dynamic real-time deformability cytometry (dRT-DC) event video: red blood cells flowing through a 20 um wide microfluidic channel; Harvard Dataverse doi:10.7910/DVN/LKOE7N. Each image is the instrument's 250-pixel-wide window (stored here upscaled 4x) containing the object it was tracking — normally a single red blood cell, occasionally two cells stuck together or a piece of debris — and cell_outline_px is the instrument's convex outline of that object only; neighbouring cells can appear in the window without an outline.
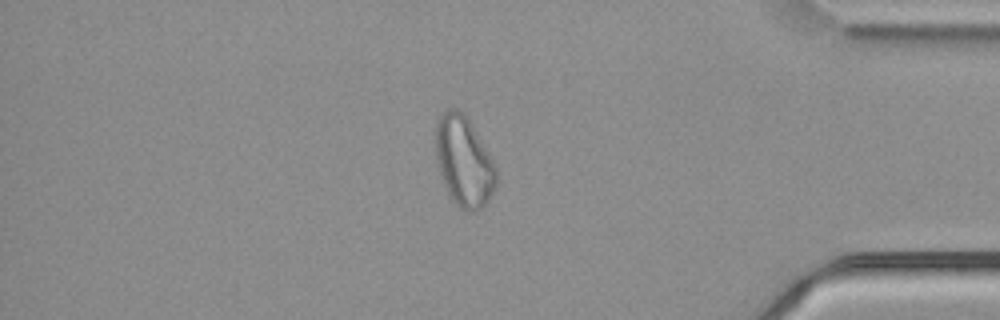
{"species": "common noctule bat (a hibernating species)", "species_latin": "Nyctalus noctula", "temperature_condition": "cold", "stored_images_in_passage": 55, "camera_frame_rate_fps": 3000, "um_per_image_px": 0.085, "animal": {"sex": "male", "body_mass_g": 21.5, "forearm_length_mm": 52.0}, "frame": {"image": 1, "passage_image": 47, "time_ms": 15.333, "image_size_px": [1000, 320], "cell_outline_px": [[496, 184], [488, 200], [476, 212], [468, 212], [460, 208], [456, 204], [448, 192], [444, 184], [436, 160], [436, 124], [440, 116], [448, 108], [456, 108], [464, 112], [492, 160], [496, 168]], "centroid_in_image_um": [39.42, 13.72], "position_along_channel_um": 395.8, "area_um2": 31.33}}